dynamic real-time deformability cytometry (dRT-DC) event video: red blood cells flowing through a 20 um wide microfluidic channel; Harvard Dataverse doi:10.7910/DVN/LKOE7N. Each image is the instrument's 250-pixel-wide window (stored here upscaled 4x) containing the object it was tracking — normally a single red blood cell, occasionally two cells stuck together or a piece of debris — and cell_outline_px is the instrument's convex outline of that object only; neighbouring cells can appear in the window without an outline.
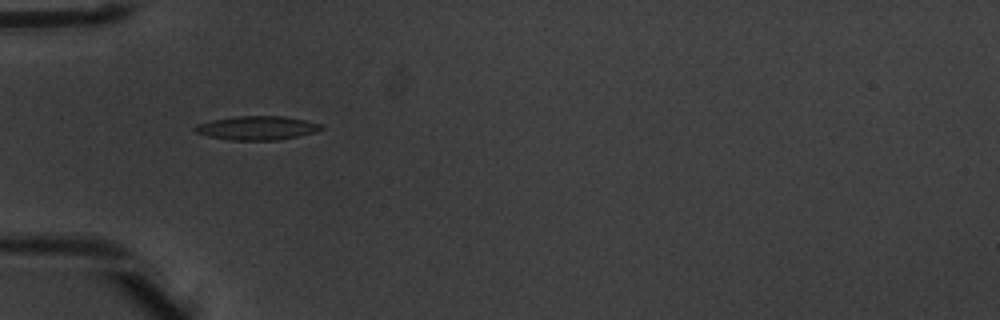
{"species": "common noctule bat (a hibernating species)", "species_latin": "Nyctalus noctula", "temperature_condition": "warm", "stored_images_in_passage": 6, "camera_frame_rate_fps": 3000, "um_per_image_px": 0.085, "animal": {"sex": "male", "body_mass_g": 20.1, "forearm_length_mm": 53.5}, "frame": {"image": 1, "passage_image": 5, "time_ms": 1.333, "image_size_px": [1000, 320], "cell_outline_px": [[324, 128], [316, 132], [280, 140], [232, 140], [208, 136], [196, 132], [192, 128], [196, 124], [212, 120], [232, 116], [284, 116], [324, 124]], "centroid_in_image_um": [21.86, 10.87], "position_along_channel_um": 63.1, "area_um2": 17.69}}